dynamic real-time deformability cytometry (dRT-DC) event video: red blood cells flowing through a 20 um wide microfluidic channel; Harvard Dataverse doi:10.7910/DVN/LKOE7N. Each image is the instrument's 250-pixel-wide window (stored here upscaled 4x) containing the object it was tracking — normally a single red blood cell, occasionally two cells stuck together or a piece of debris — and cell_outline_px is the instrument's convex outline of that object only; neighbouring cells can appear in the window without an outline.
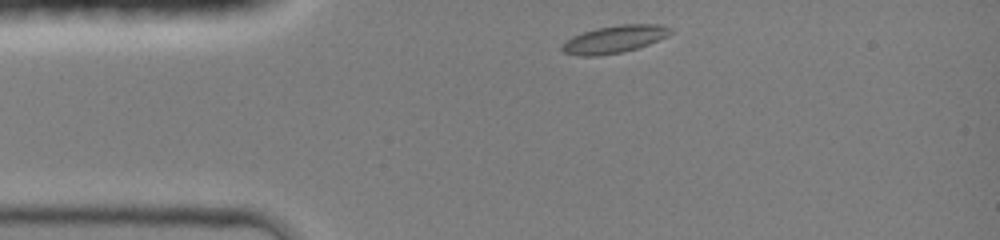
{"species": "common noctule bat (a hibernating species)", "species_latin": "Nyctalus noctula", "temperature_condition": "room temperature", "stored_images_in_passage": 4, "camera_frame_rate_fps": 3000, "um_per_image_px": 0.085, "animal": {"sex": "female", "body_mass_g": 19.0, "forearm_length_mm": 51.5}, "frame": {"image": 1, "passage_image": 1, "time_ms": 0.0, "image_size_px": [1000, 240], "cell_outline_px": [[672, 32], [668, 36], [648, 44], [636, 48], [620, 52], [596, 56], [580, 56], [564, 52], [560, 48], [572, 36], [596, 28], [620, 24], [660, 24], [672, 28]], "centroid_in_image_um": [52.25, 3.32], "position_along_channel_um": 32.8, "area_um2": 17.17}}